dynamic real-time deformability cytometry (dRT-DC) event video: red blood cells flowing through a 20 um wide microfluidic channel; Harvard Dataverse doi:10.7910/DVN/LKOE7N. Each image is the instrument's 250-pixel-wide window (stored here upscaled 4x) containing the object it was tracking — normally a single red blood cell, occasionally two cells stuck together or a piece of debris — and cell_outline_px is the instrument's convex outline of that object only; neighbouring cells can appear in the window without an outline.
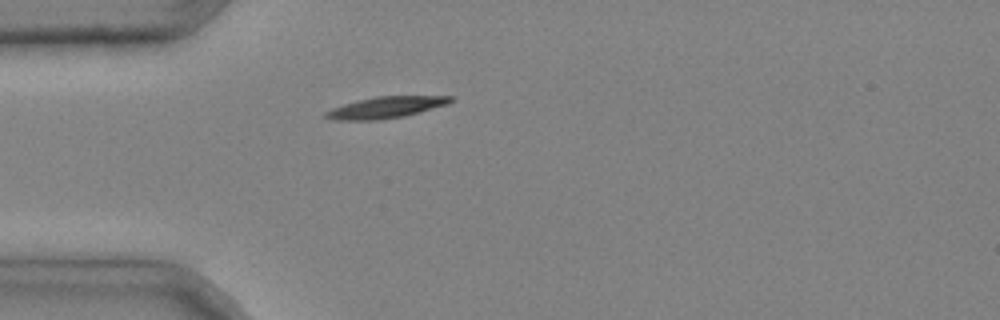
{"species": "common noctule bat (a hibernating species)", "species_latin": "Nyctalus noctula", "temperature_condition": "cold", "stored_images_in_passage": 1, "camera_frame_rate_fps": 3000, "um_per_image_px": 0.085, "animal": {"sex": "male", "body_mass_g": 20.4}, "frame": {"image": 1, "passage_image": 1, "time_ms": 0.0, "image_size_px": [1000, 320], "cell_outline_px": [[452, 100], [448, 104], [420, 112], [404, 116], [376, 120], [336, 120], [324, 116], [324, 112], [332, 108], [344, 104], [376, 96], [452, 96]], "centroid_in_image_um": [32.79, 9.13], "position_along_channel_um": 52.2, "area_um2": 15.37}}